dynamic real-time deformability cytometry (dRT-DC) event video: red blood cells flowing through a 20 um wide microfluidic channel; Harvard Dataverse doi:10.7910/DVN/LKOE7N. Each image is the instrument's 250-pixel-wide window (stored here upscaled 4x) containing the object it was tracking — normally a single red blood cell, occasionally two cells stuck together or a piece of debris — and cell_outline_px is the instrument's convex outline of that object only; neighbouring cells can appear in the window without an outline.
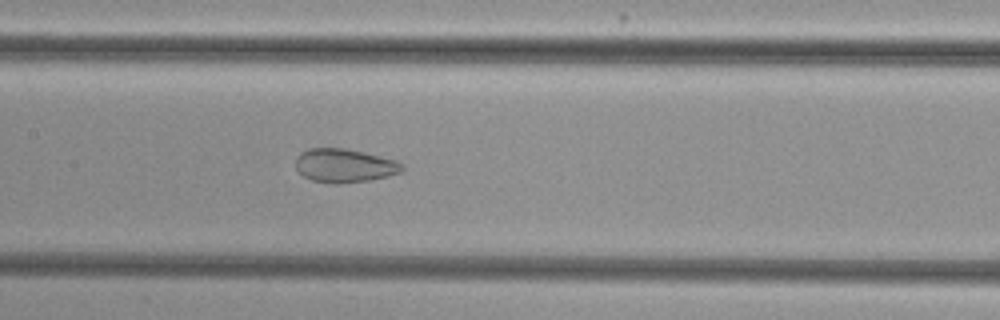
{"species": "common noctule bat (a hibernating species)", "species_latin": "Nyctalus noctula", "temperature_condition": "cold", "stored_images_in_passage": 44, "camera_frame_rate_fps": 3000, "um_per_image_px": 0.085, "animal": {"sex": "female", "body_mass_g": 29.2, "forearm_length_mm": 56.3}, "frame": {"image": 1, "passage_image": 20, "time_ms": 6.333, "image_size_px": [1000, 320], "cell_outline_px": [[404, 172], [388, 176], [368, 180], [340, 184], [332, 184], [312, 180], [304, 176], [296, 168], [296, 156], [300, 152], [308, 148], [344, 148], [364, 152], [396, 160], [404, 164]], "centroid_in_image_um": [29.3, 14.07], "position_along_channel_um": 178.1, "area_um2": 21.1}}
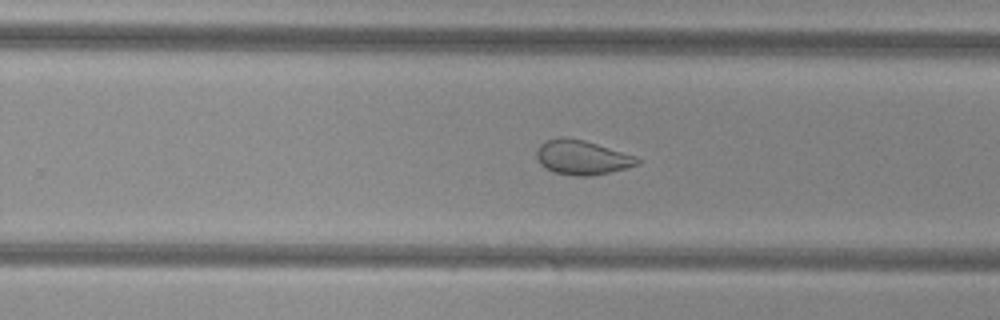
{"frame": {"image": 2, "passage_image": 28, "time_ms": 9.0, "image_size_px": [1000, 320], "cell_outline_px": [[640, 164], [592, 176], [580, 176], [552, 172], [544, 168], [540, 164], [536, 156], [536, 152], [540, 144], [548, 140], [560, 136], [564, 136], [584, 140], [636, 156], [640, 160]], "centroid_in_image_um": [49.44, 13.38], "position_along_channel_um": 280.4, "area_um2": 20.17}}
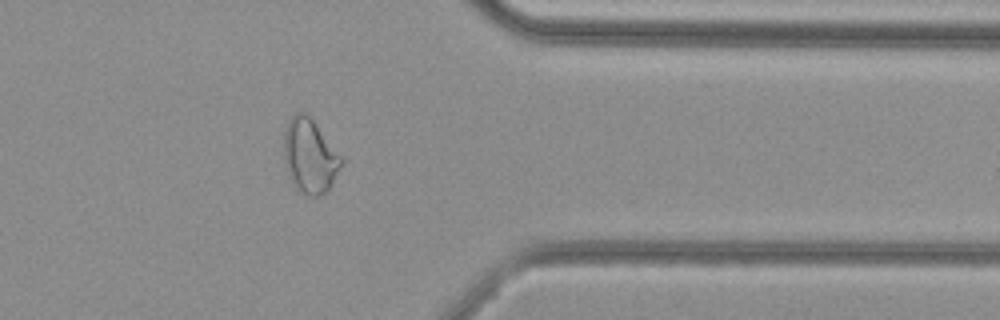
{"frame": {"image": 3, "passage_image": 37, "time_ms": 12.0, "image_size_px": [1000, 320], "cell_outline_px": [[344, 164], [332, 184], [320, 196], [308, 196], [296, 192], [288, 176], [284, 160], [284, 132], [288, 120], [296, 112], [308, 112], [344, 160]], "centroid_in_image_um": [26.33, 13.27], "position_along_channel_um": 385.1, "area_um2": 25.43}}